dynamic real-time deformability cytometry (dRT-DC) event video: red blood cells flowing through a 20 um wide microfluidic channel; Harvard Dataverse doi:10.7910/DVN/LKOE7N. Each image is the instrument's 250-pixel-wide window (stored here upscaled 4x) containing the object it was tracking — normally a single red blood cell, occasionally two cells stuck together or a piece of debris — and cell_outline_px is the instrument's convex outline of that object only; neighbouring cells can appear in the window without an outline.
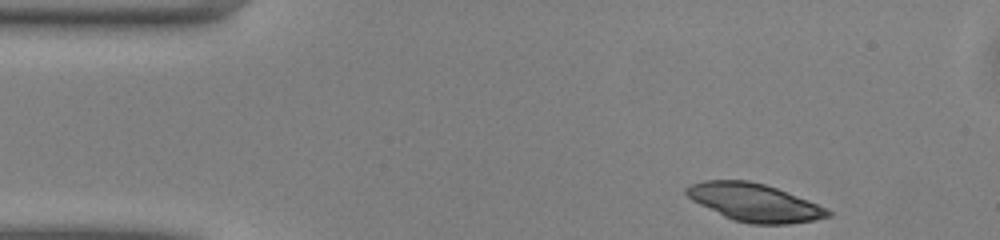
{"species": "common noctule bat (a hibernating species)", "species_latin": "Nyctalus noctula", "temperature_condition": "warm", "stored_images_in_passage": 44, "camera_frame_rate_fps": 3000, "um_per_image_px": 0.085, "animal": {"sex": "male", "body_mass_g": 13.0, "forearm_length_mm": 53.1}, "frame": {"image": 1, "passage_image": 1, "time_ms": 0.0, "image_size_px": [1000, 240], "cell_outline_px": [[832, 216], [812, 220], [788, 224], [752, 224], [732, 220], [692, 200], [684, 192], [684, 188], [688, 184], [704, 180], [748, 180], [764, 184], [776, 188], [808, 200], [832, 212]], "centroid_in_image_um": [64.08, 17.2], "position_along_channel_um": 20.9, "area_um2": 30.98}}